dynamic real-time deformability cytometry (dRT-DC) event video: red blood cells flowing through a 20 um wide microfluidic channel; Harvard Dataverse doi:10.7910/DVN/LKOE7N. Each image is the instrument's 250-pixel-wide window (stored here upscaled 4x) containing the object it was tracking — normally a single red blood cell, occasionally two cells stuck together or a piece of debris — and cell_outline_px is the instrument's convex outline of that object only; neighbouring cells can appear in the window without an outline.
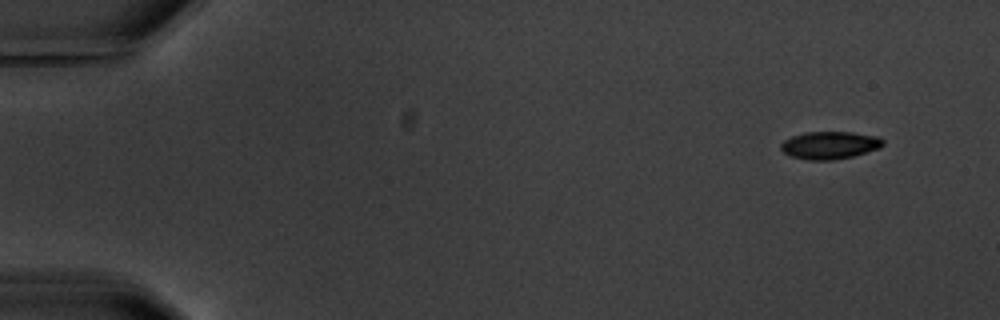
{"species": "common noctule bat (a hibernating species)", "species_latin": "Nyctalus noctula", "temperature_condition": "warm", "stored_images_in_passage": 9, "camera_frame_rate_fps": 3000, "um_per_image_px": 0.085, "animal": {"sex": "male", "body_mass_g": 20.1, "forearm_length_mm": 53.5}, "frame": {"image": 1, "passage_image": 1, "time_ms": 0.0, "image_size_px": [1000, 320], "cell_outline_px": [[884, 144], [880, 148], [852, 156], [832, 160], [808, 160], [792, 156], [784, 152], [780, 148], [780, 144], [784, 140], [792, 136], [804, 132], [852, 132], [880, 136], [884, 140]], "centroid_in_image_um": [70.55, 12.33], "position_along_channel_um": 14.5, "area_um2": 16.47}}
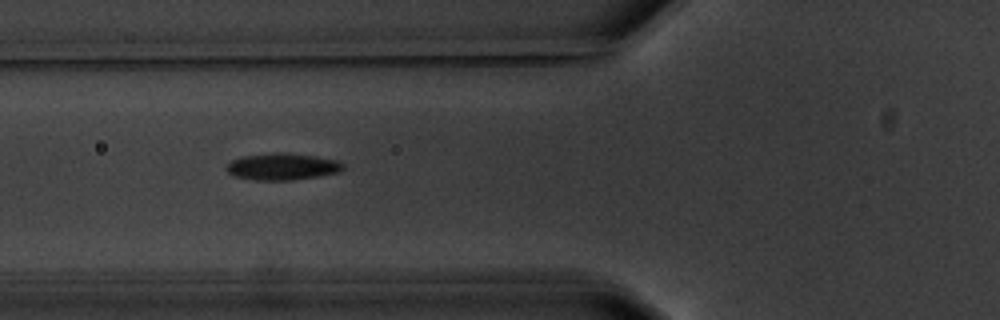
{"frame": {"image": 2, "passage_image": 6, "time_ms": 6.0, "image_size_px": [1000, 320], "cell_outline_px": [[344, 168], [340, 172], [292, 180], [256, 180], [232, 176], [224, 168], [232, 160], [244, 156], [276, 152], [288, 152], [316, 156], [336, 160], [344, 164]], "centroid_in_image_um": [23.99, 14.15], "position_along_channel_um": 101.8, "area_um2": 18.26}}